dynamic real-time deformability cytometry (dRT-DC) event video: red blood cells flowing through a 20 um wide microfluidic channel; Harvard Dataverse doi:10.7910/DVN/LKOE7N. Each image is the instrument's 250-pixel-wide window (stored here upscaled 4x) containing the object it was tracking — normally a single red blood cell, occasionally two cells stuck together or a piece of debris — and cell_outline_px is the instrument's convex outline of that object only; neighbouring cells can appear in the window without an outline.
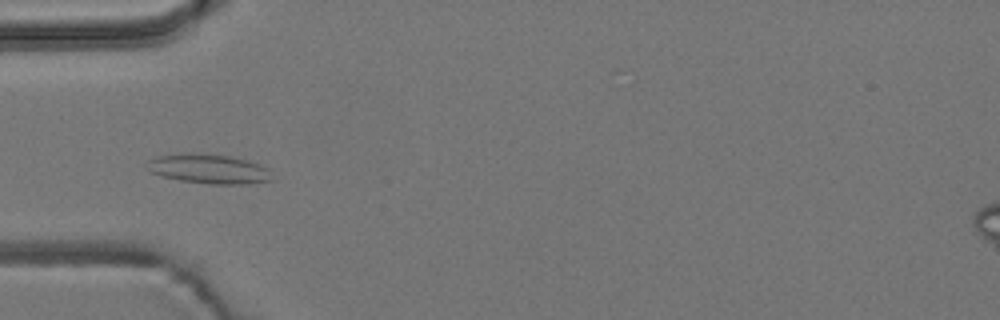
{"species": "common noctule bat (a hibernating species)", "species_latin": "Nyctalus noctula", "temperature_condition": "room temperature", "stored_images_in_passage": 39, "camera_frame_rate_fps": 3000, "um_per_image_px": 0.085, "animal": {"sex": "male", "body_mass_g": 19.2, "forearm_length_mm": 51.8}, "frame": {"image": 1, "passage_image": 1, "time_ms": 0.0, "image_size_px": [1000, 320], "cell_outline_px": [[272, 180], [248, 184], [212, 184], [180, 180], [164, 176], [152, 172], [148, 168], [148, 160], [156, 156], [184, 152], [192, 152], [228, 156], [248, 160], [260, 164], [268, 168]], "centroid_in_image_um": [17.76, 14.34], "position_along_channel_um": 67.2, "area_um2": 21.44}}
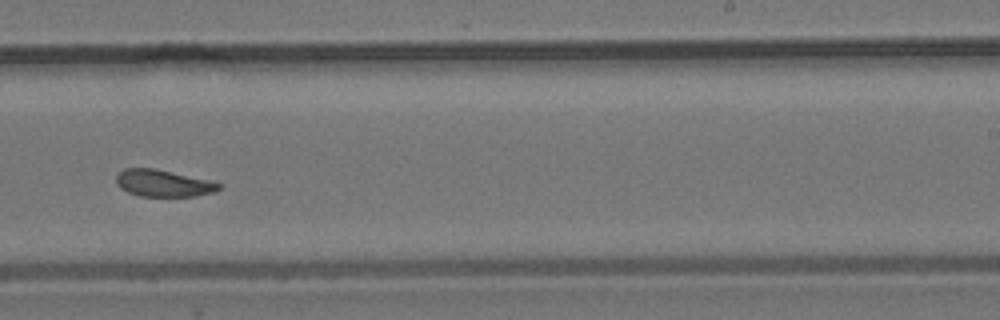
{"frame": {"image": 2, "passage_image": 18, "time_ms": 5.667, "image_size_px": [1000, 320], "cell_outline_px": [[220, 188], [216, 192], [196, 196], [140, 196], [128, 192], [120, 188], [116, 184], [116, 172], [124, 168], [156, 168], [208, 180], [220, 184]], "centroid_in_image_um": [13.83, 15.57], "position_along_channel_um": 275.2, "area_um2": 16.18}}
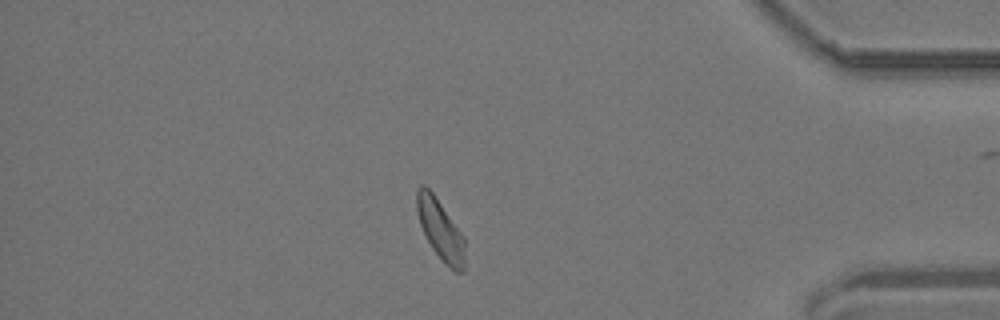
{"frame": {"image": 3, "passage_image": 31, "time_ms": 10.0, "image_size_px": [1000, 320], "cell_outline_px": [[464, 272], [456, 272], [432, 248], [420, 224], [416, 208], [416, 188], [420, 184], [424, 184], [432, 192], [464, 236]], "centroid_in_image_um": [37.41, 19.46], "position_along_channel_um": 397.8, "area_um2": 16.47}, "authors_computed_cell_mechanics": {"area_um2": 16.8198, "velocity_mm_per_s": 3.6712, "shape_relaxation_time_tau1_ms": 9.6296, "shape_relaxation_time_tau2_ms": 2.4652, "deformation_change_tau1": 0.1466, "deformation_change_tau2": 0.0905}}